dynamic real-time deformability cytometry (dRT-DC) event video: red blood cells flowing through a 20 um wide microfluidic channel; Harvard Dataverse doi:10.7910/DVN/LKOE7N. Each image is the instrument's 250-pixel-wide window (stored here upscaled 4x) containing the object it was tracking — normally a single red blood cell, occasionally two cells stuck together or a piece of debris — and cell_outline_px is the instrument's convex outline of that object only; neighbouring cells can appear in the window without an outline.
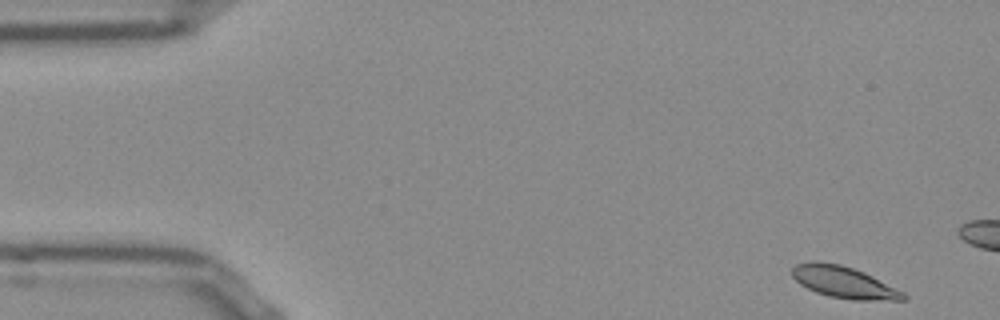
{"species": "Egyptian fruit bat (a non-hibernating species)", "species_latin": "Rousettus aegyptiacus", "temperature_condition": "room temperature", "stored_images_in_passage": 11, "camera_frame_rate_fps": 3000, "um_per_image_px": 0.085, "frame": {"image": 1, "passage_image": 1, "time_ms": 0.0, "image_size_px": [1000, 320], "cell_outline_px": [[908, 300], [852, 300], [828, 296], [816, 292], [800, 284], [792, 276], [792, 268], [796, 264], [816, 260], [840, 264], [864, 272], [904, 292], [908, 296]], "centroid_in_image_um": [71.74, 23.99], "position_along_channel_um": 13.3, "area_um2": 20.58}}